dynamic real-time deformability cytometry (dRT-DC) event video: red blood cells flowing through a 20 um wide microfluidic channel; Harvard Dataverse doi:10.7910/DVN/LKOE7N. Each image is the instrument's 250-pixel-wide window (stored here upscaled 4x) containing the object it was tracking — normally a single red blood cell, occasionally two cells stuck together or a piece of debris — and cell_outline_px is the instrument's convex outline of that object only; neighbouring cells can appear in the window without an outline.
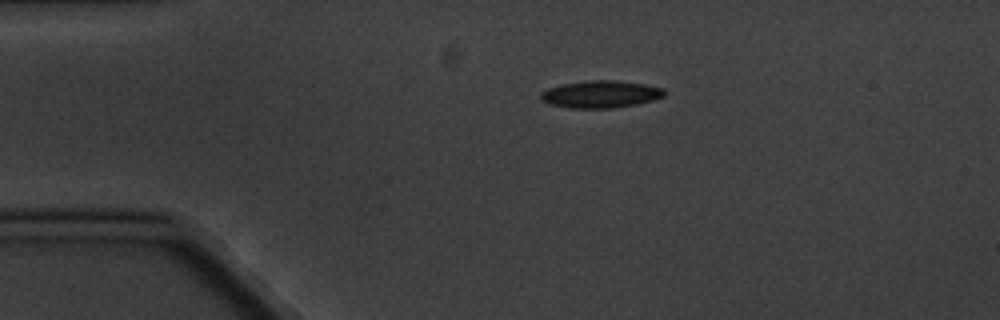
{"species": "common noctule bat (a hibernating species)", "species_latin": "Nyctalus noctula", "temperature_condition": "cold", "stored_images_in_passage": 2, "camera_frame_rate_fps": 3000, "um_per_image_px": 0.085, "animal": {"sex": "male", "body_mass_g": 20.1, "forearm_length_mm": 53.5}, "frame": {"image": 1, "passage_image": 1, "time_ms": 0.0, "image_size_px": [1000, 320], "cell_outline_px": [[664, 96], [652, 100], [636, 104], [612, 108], [572, 108], [548, 104], [540, 100], [540, 92], [548, 88], [560, 84], [584, 80], [612, 80], [644, 84], [664, 88]], "centroid_in_image_um": [50.99, 8.0], "position_along_channel_um": 34.0, "area_um2": 19.71}}